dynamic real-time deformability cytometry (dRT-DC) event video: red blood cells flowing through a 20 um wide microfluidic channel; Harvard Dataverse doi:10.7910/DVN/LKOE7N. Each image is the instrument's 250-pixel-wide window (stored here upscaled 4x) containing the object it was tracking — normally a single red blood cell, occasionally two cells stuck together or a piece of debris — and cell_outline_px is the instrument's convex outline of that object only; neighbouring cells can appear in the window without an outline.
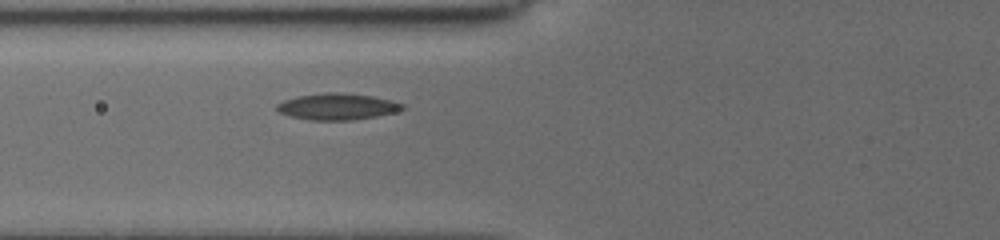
{"species": "common noctule bat (a hibernating species)", "species_latin": "Nyctalus noctula", "temperature_condition": "cold", "stored_images_in_passage": 2, "camera_frame_rate_fps": 3000, "um_per_image_px": 0.085, "animal": {"sex": "female", "body_mass_g": 19.5, "forearm_length_mm": 54.1}, "frame": {"image": 1, "passage_image": 2, "time_ms": 1.0, "image_size_px": [1000, 240], "cell_outline_px": [[404, 108], [396, 112], [376, 116], [352, 120], [308, 120], [292, 116], [280, 112], [276, 108], [276, 104], [284, 100], [296, 96], [324, 92], [340, 92], [372, 96], [392, 100], [404, 104]], "centroid_in_image_um": [28.67, 9.05], "position_along_channel_um": 97.1, "area_um2": 19.36}}